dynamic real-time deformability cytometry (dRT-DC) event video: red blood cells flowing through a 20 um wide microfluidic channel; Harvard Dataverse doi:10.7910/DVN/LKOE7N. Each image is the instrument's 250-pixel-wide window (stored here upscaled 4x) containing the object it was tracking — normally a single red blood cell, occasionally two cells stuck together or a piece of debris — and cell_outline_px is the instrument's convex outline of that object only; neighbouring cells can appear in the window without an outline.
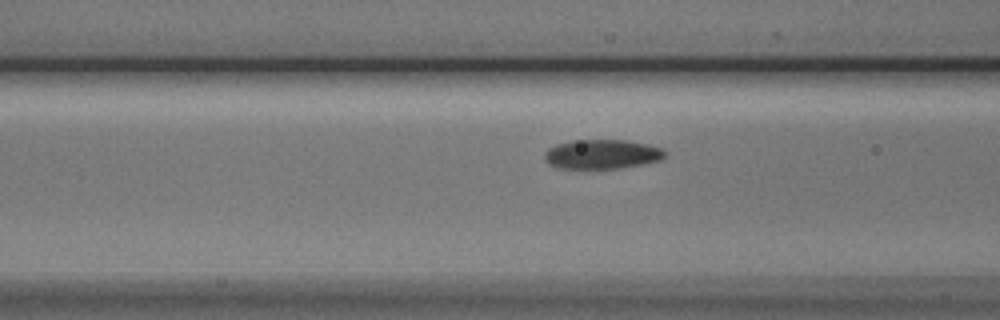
{"species": "Egyptian fruit bat (a non-hibernating species)", "species_latin": "Rousettus aegyptiacus", "temperature_condition": "cold", "stored_images_in_passage": 13, "camera_frame_rate_fps": 3000, "um_per_image_px": 0.085, "animal": {"sex": "male"}, "frame": {"image": 1, "passage_image": 11, "time_ms": 3.333, "image_size_px": [1000, 320], "cell_outline_px": [[668, 152], [660, 160], [620, 168], [556, 168], [548, 164], [544, 160], [544, 152], [548, 148], [556, 144], [572, 140], [624, 140], [648, 144], [664, 148]], "centroid_in_image_um": [51.15, 13.1], "position_along_channel_um": 115.5, "area_um2": 20.75}}